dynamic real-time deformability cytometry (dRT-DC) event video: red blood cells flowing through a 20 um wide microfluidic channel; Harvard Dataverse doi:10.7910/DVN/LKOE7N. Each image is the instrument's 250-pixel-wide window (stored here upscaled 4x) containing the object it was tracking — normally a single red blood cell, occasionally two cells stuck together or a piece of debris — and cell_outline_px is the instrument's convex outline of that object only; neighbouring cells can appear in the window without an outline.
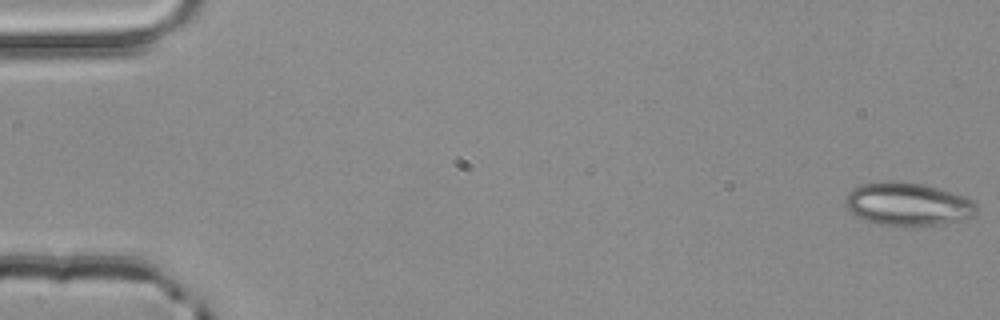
{"species": "common noctule bat (a hibernating species)", "species_latin": "Nyctalus noctula", "temperature_condition": "room temperature", "stored_images_in_passage": 4, "camera_frame_rate_fps": 3000, "um_per_image_px": 0.085, "animal": {"sex": "male", "body_mass_g": 20.4}, "frame": {"image": 1, "passage_image": 1, "time_ms": 0.0, "image_size_px": [1000, 320], "cell_outline_px": [[976, 212], [972, 216], [964, 220], [944, 224], [880, 224], [856, 216], [844, 204], [844, 196], [852, 188], [864, 184], [884, 180], [900, 180], [924, 184], [964, 196], [972, 200], [976, 204]], "centroid_in_image_um": [77.15, 17.31], "position_along_channel_um": 7.9, "area_um2": 32.71}}